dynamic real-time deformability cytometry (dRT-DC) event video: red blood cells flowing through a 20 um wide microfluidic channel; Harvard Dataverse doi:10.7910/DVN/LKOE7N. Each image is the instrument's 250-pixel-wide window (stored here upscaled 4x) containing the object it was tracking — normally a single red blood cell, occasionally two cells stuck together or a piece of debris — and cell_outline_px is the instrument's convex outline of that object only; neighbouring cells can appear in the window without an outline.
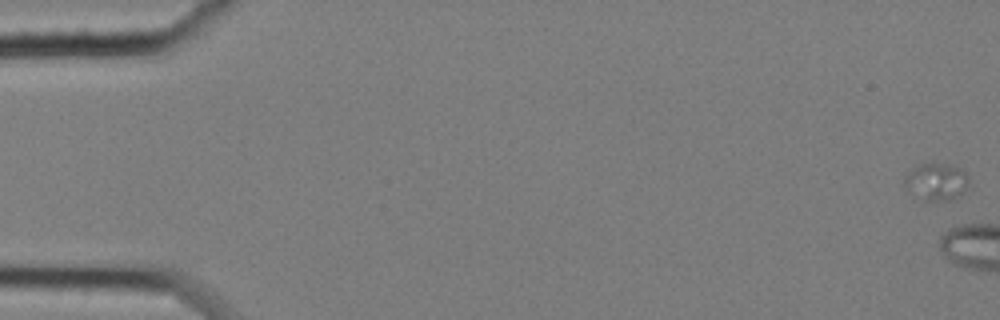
{"species": "common noctule bat (a hibernating species)", "species_latin": "Nyctalus noctula", "temperature_condition": "cold", "stored_images_in_passage": 6, "camera_frame_rate_fps": 3000, "um_per_image_px": 0.085, "animal": {"sex": "female", "body_mass_g": 25.1}, "frame": {"image": 1, "passage_image": 1, "time_ms": 0.0, "image_size_px": [1000, 320], "cell_outline_px": [[968, 184], [960, 192], [948, 200], [920, 200], [904, 188], [904, 176], [908, 172], [920, 164], [932, 160], [948, 164], [960, 168], [968, 176]], "centroid_in_image_um": [79.51, 15.39], "position_along_channel_um": 5.5, "area_um2": 14.05}}